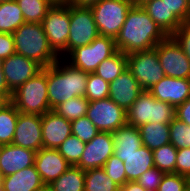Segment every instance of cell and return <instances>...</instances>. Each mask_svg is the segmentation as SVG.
Listing matches in <instances>:
<instances>
[{
    "label": "cell",
    "mask_w": 190,
    "mask_h": 191,
    "mask_svg": "<svg viewBox=\"0 0 190 191\" xmlns=\"http://www.w3.org/2000/svg\"><path fill=\"white\" fill-rule=\"evenodd\" d=\"M2 185L5 191H41L46 187L35 165L2 177Z\"/></svg>",
    "instance_id": "44dd1931"
},
{
    "label": "cell",
    "mask_w": 190,
    "mask_h": 191,
    "mask_svg": "<svg viewBox=\"0 0 190 191\" xmlns=\"http://www.w3.org/2000/svg\"><path fill=\"white\" fill-rule=\"evenodd\" d=\"M117 51L115 39L98 35L90 44L73 49L68 58L72 66L94 73L98 65Z\"/></svg>",
    "instance_id": "52a82bcc"
},
{
    "label": "cell",
    "mask_w": 190,
    "mask_h": 191,
    "mask_svg": "<svg viewBox=\"0 0 190 191\" xmlns=\"http://www.w3.org/2000/svg\"><path fill=\"white\" fill-rule=\"evenodd\" d=\"M11 103L21 113L44 115L50 111L47 89V67L19 86L11 97Z\"/></svg>",
    "instance_id": "277c9868"
},
{
    "label": "cell",
    "mask_w": 190,
    "mask_h": 191,
    "mask_svg": "<svg viewBox=\"0 0 190 191\" xmlns=\"http://www.w3.org/2000/svg\"><path fill=\"white\" fill-rule=\"evenodd\" d=\"M154 49L165 76L190 79V60L172 36L158 43Z\"/></svg>",
    "instance_id": "7c38bea8"
},
{
    "label": "cell",
    "mask_w": 190,
    "mask_h": 191,
    "mask_svg": "<svg viewBox=\"0 0 190 191\" xmlns=\"http://www.w3.org/2000/svg\"><path fill=\"white\" fill-rule=\"evenodd\" d=\"M25 20L16 0L0 2V32L13 34Z\"/></svg>",
    "instance_id": "4316f807"
},
{
    "label": "cell",
    "mask_w": 190,
    "mask_h": 191,
    "mask_svg": "<svg viewBox=\"0 0 190 191\" xmlns=\"http://www.w3.org/2000/svg\"><path fill=\"white\" fill-rule=\"evenodd\" d=\"M141 7L168 36H171L183 24L169 10L165 1L151 0Z\"/></svg>",
    "instance_id": "603a6c76"
},
{
    "label": "cell",
    "mask_w": 190,
    "mask_h": 191,
    "mask_svg": "<svg viewBox=\"0 0 190 191\" xmlns=\"http://www.w3.org/2000/svg\"><path fill=\"white\" fill-rule=\"evenodd\" d=\"M35 156L36 151L31 149L13 144L0 146V174L6 177L34 165Z\"/></svg>",
    "instance_id": "ac0fdd59"
},
{
    "label": "cell",
    "mask_w": 190,
    "mask_h": 191,
    "mask_svg": "<svg viewBox=\"0 0 190 191\" xmlns=\"http://www.w3.org/2000/svg\"><path fill=\"white\" fill-rule=\"evenodd\" d=\"M175 117L190 126V97L175 107Z\"/></svg>",
    "instance_id": "f6af8a7d"
},
{
    "label": "cell",
    "mask_w": 190,
    "mask_h": 191,
    "mask_svg": "<svg viewBox=\"0 0 190 191\" xmlns=\"http://www.w3.org/2000/svg\"><path fill=\"white\" fill-rule=\"evenodd\" d=\"M19 111L10 103L0 110V146L12 144Z\"/></svg>",
    "instance_id": "f546056e"
},
{
    "label": "cell",
    "mask_w": 190,
    "mask_h": 191,
    "mask_svg": "<svg viewBox=\"0 0 190 191\" xmlns=\"http://www.w3.org/2000/svg\"><path fill=\"white\" fill-rule=\"evenodd\" d=\"M108 177H110L119 187L127 182L124 163L115 154L111 155L103 166Z\"/></svg>",
    "instance_id": "74e56055"
},
{
    "label": "cell",
    "mask_w": 190,
    "mask_h": 191,
    "mask_svg": "<svg viewBox=\"0 0 190 191\" xmlns=\"http://www.w3.org/2000/svg\"><path fill=\"white\" fill-rule=\"evenodd\" d=\"M151 0H131L133 6H143L145 3Z\"/></svg>",
    "instance_id": "f907efd6"
},
{
    "label": "cell",
    "mask_w": 190,
    "mask_h": 191,
    "mask_svg": "<svg viewBox=\"0 0 190 191\" xmlns=\"http://www.w3.org/2000/svg\"><path fill=\"white\" fill-rule=\"evenodd\" d=\"M110 83L104 81L95 73H88L85 98L90 101H97L109 97Z\"/></svg>",
    "instance_id": "e575fe53"
},
{
    "label": "cell",
    "mask_w": 190,
    "mask_h": 191,
    "mask_svg": "<svg viewBox=\"0 0 190 191\" xmlns=\"http://www.w3.org/2000/svg\"><path fill=\"white\" fill-rule=\"evenodd\" d=\"M175 174L190 178V148L177 149Z\"/></svg>",
    "instance_id": "7bdbcfd3"
},
{
    "label": "cell",
    "mask_w": 190,
    "mask_h": 191,
    "mask_svg": "<svg viewBox=\"0 0 190 191\" xmlns=\"http://www.w3.org/2000/svg\"><path fill=\"white\" fill-rule=\"evenodd\" d=\"M34 165L46 186L70 167V164L57 149L47 148H41L36 152Z\"/></svg>",
    "instance_id": "ffe728a7"
},
{
    "label": "cell",
    "mask_w": 190,
    "mask_h": 191,
    "mask_svg": "<svg viewBox=\"0 0 190 191\" xmlns=\"http://www.w3.org/2000/svg\"><path fill=\"white\" fill-rule=\"evenodd\" d=\"M170 143L176 149L190 148V126L176 117L170 123Z\"/></svg>",
    "instance_id": "d590c367"
},
{
    "label": "cell",
    "mask_w": 190,
    "mask_h": 191,
    "mask_svg": "<svg viewBox=\"0 0 190 191\" xmlns=\"http://www.w3.org/2000/svg\"><path fill=\"white\" fill-rule=\"evenodd\" d=\"M146 191H157V190H154V189L150 188V189H147Z\"/></svg>",
    "instance_id": "9f6ffc18"
},
{
    "label": "cell",
    "mask_w": 190,
    "mask_h": 191,
    "mask_svg": "<svg viewBox=\"0 0 190 191\" xmlns=\"http://www.w3.org/2000/svg\"><path fill=\"white\" fill-rule=\"evenodd\" d=\"M52 5H65L67 0H48Z\"/></svg>",
    "instance_id": "816d5d0a"
},
{
    "label": "cell",
    "mask_w": 190,
    "mask_h": 191,
    "mask_svg": "<svg viewBox=\"0 0 190 191\" xmlns=\"http://www.w3.org/2000/svg\"><path fill=\"white\" fill-rule=\"evenodd\" d=\"M2 184V175L0 174V185Z\"/></svg>",
    "instance_id": "11a10c76"
},
{
    "label": "cell",
    "mask_w": 190,
    "mask_h": 191,
    "mask_svg": "<svg viewBox=\"0 0 190 191\" xmlns=\"http://www.w3.org/2000/svg\"><path fill=\"white\" fill-rule=\"evenodd\" d=\"M0 191H5V189H4L2 184L0 185Z\"/></svg>",
    "instance_id": "f5cc1de1"
},
{
    "label": "cell",
    "mask_w": 190,
    "mask_h": 191,
    "mask_svg": "<svg viewBox=\"0 0 190 191\" xmlns=\"http://www.w3.org/2000/svg\"><path fill=\"white\" fill-rule=\"evenodd\" d=\"M0 93H13L7 85L5 76L3 74L2 66H0Z\"/></svg>",
    "instance_id": "c3c4849f"
},
{
    "label": "cell",
    "mask_w": 190,
    "mask_h": 191,
    "mask_svg": "<svg viewBox=\"0 0 190 191\" xmlns=\"http://www.w3.org/2000/svg\"><path fill=\"white\" fill-rule=\"evenodd\" d=\"M126 69L127 54L117 50L111 57L101 62L94 73L111 83Z\"/></svg>",
    "instance_id": "83f0119b"
},
{
    "label": "cell",
    "mask_w": 190,
    "mask_h": 191,
    "mask_svg": "<svg viewBox=\"0 0 190 191\" xmlns=\"http://www.w3.org/2000/svg\"><path fill=\"white\" fill-rule=\"evenodd\" d=\"M71 132L72 135L87 143L98 134L99 130L87 116H83L71 122Z\"/></svg>",
    "instance_id": "8d00e7d4"
},
{
    "label": "cell",
    "mask_w": 190,
    "mask_h": 191,
    "mask_svg": "<svg viewBox=\"0 0 190 191\" xmlns=\"http://www.w3.org/2000/svg\"><path fill=\"white\" fill-rule=\"evenodd\" d=\"M114 154L112 134L98 132V134L86 143L79 162L75 165L82 170L103 168L108 158Z\"/></svg>",
    "instance_id": "4fadbf2b"
},
{
    "label": "cell",
    "mask_w": 190,
    "mask_h": 191,
    "mask_svg": "<svg viewBox=\"0 0 190 191\" xmlns=\"http://www.w3.org/2000/svg\"><path fill=\"white\" fill-rule=\"evenodd\" d=\"M190 60V21L184 22L172 35Z\"/></svg>",
    "instance_id": "b9f144b4"
},
{
    "label": "cell",
    "mask_w": 190,
    "mask_h": 191,
    "mask_svg": "<svg viewBox=\"0 0 190 191\" xmlns=\"http://www.w3.org/2000/svg\"><path fill=\"white\" fill-rule=\"evenodd\" d=\"M12 93H0V110L11 103Z\"/></svg>",
    "instance_id": "681fc988"
},
{
    "label": "cell",
    "mask_w": 190,
    "mask_h": 191,
    "mask_svg": "<svg viewBox=\"0 0 190 191\" xmlns=\"http://www.w3.org/2000/svg\"><path fill=\"white\" fill-rule=\"evenodd\" d=\"M169 10L182 22L190 21V5L187 0H162Z\"/></svg>",
    "instance_id": "60d3db41"
},
{
    "label": "cell",
    "mask_w": 190,
    "mask_h": 191,
    "mask_svg": "<svg viewBox=\"0 0 190 191\" xmlns=\"http://www.w3.org/2000/svg\"><path fill=\"white\" fill-rule=\"evenodd\" d=\"M43 148L57 149L72 134L71 122L53 110L41 116Z\"/></svg>",
    "instance_id": "e0dca14e"
},
{
    "label": "cell",
    "mask_w": 190,
    "mask_h": 191,
    "mask_svg": "<svg viewBox=\"0 0 190 191\" xmlns=\"http://www.w3.org/2000/svg\"><path fill=\"white\" fill-rule=\"evenodd\" d=\"M84 191H120L103 168L85 170Z\"/></svg>",
    "instance_id": "f1b7e54d"
},
{
    "label": "cell",
    "mask_w": 190,
    "mask_h": 191,
    "mask_svg": "<svg viewBox=\"0 0 190 191\" xmlns=\"http://www.w3.org/2000/svg\"><path fill=\"white\" fill-rule=\"evenodd\" d=\"M15 53L13 34L0 32V60H4Z\"/></svg>",
    "instance_id": "ee69618b"
},
{
    "label": "cell",
    "mask_w": 190,
    "mask_h": 191,
    "mask_svg": "<svg viewBox=\"0 0 190 191\" xmlns=\"http://www.w3.org/2000/svg\"><path fill=\"white\" fill-rule=\"evenodd\" d=\"M165 173L160 171L158 168L153 167L147 171H145L137 180V182L144 188V189H154L157 190L159 184Z\"/></svg>",
    "instance_id": "ab89813d"
},
{
    "label": "cell",
    "mask_w": 190,
    "mask_h": 191,
    "mask_svg": "<svg viewBox=\"0 0 190 191\" xmlns=\"http://www.w3.org/2000/svg\"><path fill=\"white\" fill-rule=\"evenodd\" d=\"M1 66L8 88L12 92L42 70L38 63L16 52L2 60Z\"/></svg>",
    "instance_id": "5bb4252c"
},
{
    "label": "cell",
    "mask_w": 190,
    "mask_h": 191,
    "mask_svg": "<svg viewBox=\"0 0 190 191\" xmlns=\"http://www.w3.org/2000/svg\"><path fill=\"white\" fill-rule=\"evenodd\" d=\"M124 163L127 182L137 181L147 170L154 167L153 151L141 145L131 155H116Z\"/></svg>",
    "instance_id": "7402d4cb"
},
{
    "label": "cell",
    "mask_w": 190,
    "mask_h": 191,
    "mask_svg": "<svg viewBox=\"0 0 190 191\" xmlns=\"http://www.w3.org/2000/svg\"><path fill=\"white\" fill-rule=\"evenodd\" d=\"M98 35L91 8L70 5V32L66 55L77 47L90 44Z\"/></svg>",
    "instance_id": "30bf717a"
},
{
    "label": "cell",
    "mask_w": 190,
    "mask_h": 191,
    "mask_svg": "<svg viewBox=\"0 0 190 191\" xmlns=\"http://www.w3.org/2000/svg\"><path fill=\"white\" fill-rule=\"evenodd\" d=\"M41 24L53 50L59 56L66 54L70 32V5H53Z\"/></svg>",
    "instance_id": "9c48e42d"
},
{
    "label": "cell",
    "mask_w": 190,
    "mask_h": 191,
    "mask_svg": "<svg viewBox=\"0 0 190 191\" xmlns=\"http://www.w3.org/2000/svg\"><path fill=\"white\" fill-rule=\"evenodd\" d=\"M41 191H50L47 187H45L43 190Z\"/></svg>",
    "instance_id": "db71d44e"
},
{
    "label": "cell",
    "mask_w": 190,
    "mask_h": 191,
    "mask_svg": "<svg viewBox=\"0 0 190 191\" xmlns=\"http://www.w3.org/2000/svg\"><path fill=\"white\" fill-rule=\"evenodd\" d=\"M115 155H131L142 145L140 131L128 123L112 133Z\"/></svg>",
    "instance_id": "cb8c5ba5"
},
{
    "label": "cell",
    "mask_w": 190,
    "mask_h": 191,
    "mask_svg": "<svg viewBox=\"0 0 190 191\" xmlns=\"http://www.w3.org/2000/svg\"><path fill=\"white\" fill-rule=\"evenodd\" d=\"M167 37L141 6L132 5L115 38V45L118 51L128 54L153 49Z\"/></svg>",
    "instance_id": "6da1fadb"
},
{
    "label": "cell",
    "mask_w": 190,
    "mask_h": 191,
    "mask_svg": "<svg viewBox=\"0 0 190 191\" xmlns=\"http://www.w3.org/2000/svg\"><path fill=\"white\" fill-rule=\"evenodd\" d=\"M127 112V123L140 127L146 123L170 124L175 118V107L168 102L156 100L144 90Z\"/></svg>",
    "instance_id": "5b68a950"
},
{
    "label": "cell",
    "mask_w": 190,
    "mask_h": 191,
    "mask_svg": "<svg viewBox=\"0 0 190 191\" xmlns=\"http://www.w3.org/2000/svg\"><path fill=\"white\" fill-rule=\"evenodd\" d=\"M131 7V0H100L90 6L99 35L115 39Z\"/></svg>",
    "instance_id": "8992f818"
},
{
    "label": "cell",
    "mask_w": 190,
    "mask_h": 191,
    "mask_svg": "<svg viewBox=\"0 0 190 191\" xmlns=\"http://www.w3.org/2000/svg\"><path fill=\"white\" fill-rule=\"evenodd\" d=\"M85 146V142L71 134L59 145L57 150L70 165L75 166L79 162Z\"/></svg>",
    "instance_id": "836d02e7"
},
{
    "label": "cell",
    "mask_w": 190,
    "mask_h": 191,
    "mask_svg": "<svg viewBox=\"0 0 190 191\" xmlns=\"http://www.w3.org/2000/svg\"><path fill=\"white\" fill-rule=\"evenodd\" d=\"M85 170L70 167L46 187L50 191H84Z\"/></svg>",
    "instance_id": "484cf974"
},
{
    "label": "cell",
    "mask_w": 190,
    "mask_h": 191,
    "mask_svg": "<svg viewBox=\"0 0 190 191\" xmlns=\"http://www.w3.org/2000/svg\"><path fill=\"white\" fill-rule=\"evenodd\" d=\"M143 91L133 74L126 69L110 83L109 98L127 111Z\"/></svg>",
    "instance_id": "d6986e66"
},
{
    "label": "cell",
    "mask_w": 190,
    "mask_h": 191,
    "mask_svg": "<svg viewBox=\"0 0 190 191\" xmlns=\"http://www.w3.org/2000/svg\"><path fill=\"white\" fill-rule=\"evenodd\" d=\"M148 91L156 100L168 102L176 107L190 97V79L164 76Z\"/></svg>",
    "instance_id": "2e32d148"
},
{
    "label": "cell",
    "mask_w": 190,
    "mask_h": 191,
    "mask_svg": "<svg viewBox=\"0 0 190 191\" xmlns=\"http://www.w3.org/2000/svg\"><path fill=\"white\" fill-rule=\"evenodd\" d=\"M86 116L99 132L112 133L127 123V112L109 97L90 101Z\"/></svg>",
    "instance_id": "8fae6325"
},
{
    "label": "cell",
    "mask_w": 190,
    "mask_h": 191,
    "mask_svg": "<svg viewBox=\"0 0 190 191\" xmlns=\"http://www.w3.org/2000/svg\"><path fill=\"white\" fill-rule=\"evenodd\" d=\"M88 105L89 101L84 96L74 97L58 104L52 110L72 122L80 117L86 116Z\"/></svg>",
    "instance_id": "1f68e13d"
},
{
    "label": "cell",
    "mask_w": 190,
    "mask_h": 191,
    "mask_svg": "<svg viewBox=\"0 0 190 191\" xmlns=\"http://www.w3.org/2000/svg\"><path fill=\"white\" fill-rule=\"evenodd\" d=\"M25 22L42 23L48 10L53 6L48 0H16Z\"/></svg>",
    "instance_id": "4dcf8cb0"
},
{
    "label": "cell",
    "mask_w": 190,
    "mask_h": 191,
    "mask_svg": "<svg viewBox=\"0 0 190 191\" xmlns=\"http://www.w3.org/2000/svg\"><path fill=\"white\" fill-rule=\"evenodd\" d=\"M177 149L171 144L153 150L154 167L167 173H175Z\"/></svg>",
    "instance_id": "d6a6232c"
},
{
    "label": "cell",
    "mask_w": 190,
    "mask_h": 191,
    "mask_svg": "<svg viewBox=\"0 0 190 191\" xmlns=\"http://www.w3.org/2000/svg\"><path fill=\"white\" fill-rule=\"evenodd\" d=\"M120 191H146L137 181H128L120 187Z\"/></svg>",
    "instance_id": "bcb514c9"
},
{
    "label": "cell",
    "mask_w": 190,
    "mask_h": 191,
    "mask_svg": "<svg viewBox=\"0 0 190 191\" xmlns=\"http://www.w3.org/2000/svg\"><path fill=\"white\" fill-rule=\"evenodd\" d=\"M15 52L38 63L42 68L61 57L50 46L41 23L25 22L13 32Z\"/></svg>",
    "instance_id": "3957f363"
},
{
    "label": "cell",
    "mask_w": 190,
    "mask_h": 191,
    "mask_svg": "<svg viewBox=\"0 0 190 191\" xmlns=\"http://www.w3.org/2000/svg\"><path fill=\"white\" fill-rule=\"evenodd\" d=\"M127 69L133 74L140 87L146 91L165 76L154 48L128 53Z\"/></svg>",
    "instance_id": "ba28073f"
},
{
    "label": "cell",
    "mask_w": 190,
    "mask_h": 191,
    "mask_svg": "<svg viewBox=\"0 0 190 191\" xmlns=\"http://www.w3.org/2000/svg\"><path fill=\"white\" fill-rule=\"evenodd\" d=\"M142 145L155 150L170 143V124L146 123L138 127Z\"/></svg>",
    "instance_id": "d4e9b609"
},
{
    "label": "cell",
    "mask_w": 190,
    "mask_h": 191,
    "mask_svg": "<svg viewBox=\"0 0 190 191\" xmlns=\"http://www.w3.org/2000/svg\"><path fill=\"white\" fill-rule=\"evenodd\" d=\"M100 0H67V5L77 6V7H90Z\"/></svg>",
    "instance_id": "7dc6e473"
},
{
    "label": "cell",
    "mask_w": 190,
    "mask_h": 191,
    "mask_svg": "<svg viewBox=\"0 0 190 191\" xmlns=\"http://www.w3.org/2000/svg\"><path fill=\"white\" fill-rule=\"evenodd\" d=\"M61 60L62 58L47 66V89L51 110L71 98L85 96L88 73Z\"/></svg>",
    "instance_id": "7a4b0ae2"
},
{
    "label": "cell",
    "mask_w": 190,
    "mask_h": 191,
    "mask_svg": "<svg viewBox=\"0 0 190 191\" xmlns=\"http://www.w3.org/2000/svg\"><path fill=\"white\" fill-rule=\"evenodd\" d=\"M12 144L36 152L43 148L41 116L19 112Z\"/></svg>",
    "instance_id": "9a60e30c"
},
{
    "label": "cell",
    "mask_w": 190,
    "mask_h": 191,
    "mask_svg": "<svg viewBox=\"0 0 190 191\" xmlns=\"http://www.w3.org/2000/svg\"><path fill=\"white\" fill-rule=\"evenodd\" d=\"M189 186L190 178L175 173H167L163 176L157 191H186Z\"/></svg>",
    "instance_id": "f35d334b"
}]
</instances>
